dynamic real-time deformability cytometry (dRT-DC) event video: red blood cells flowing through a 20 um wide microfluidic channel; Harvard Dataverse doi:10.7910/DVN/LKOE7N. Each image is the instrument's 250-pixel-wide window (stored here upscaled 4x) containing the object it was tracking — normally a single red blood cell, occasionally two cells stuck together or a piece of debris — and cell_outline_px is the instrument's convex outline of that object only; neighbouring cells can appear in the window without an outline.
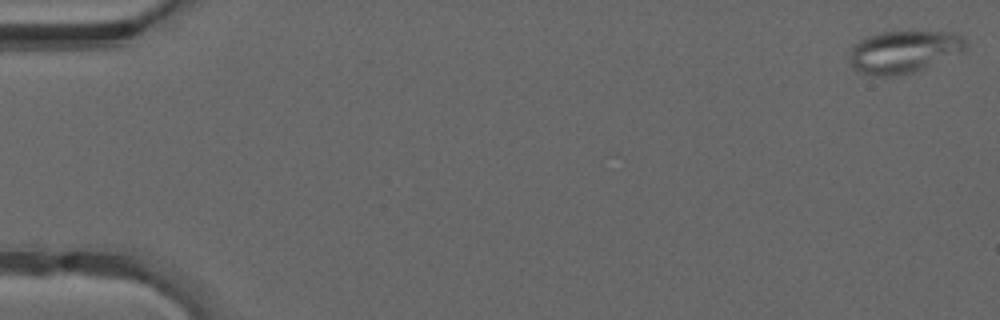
{"species": "common noctule bat (a hibernating species)", "species_latin": "Nyctalus noctula", "temperature_condition": "warm", "stored_images_in_passage": 49, "segment_of_instrument_passage": [1, 2], "camera_frame_rate_fps": 3000, "um_per_image_px": 0.085, "animal": {"sex": "male", "forearm_length_mm": 52.5}, "frame": {"image": 1, "passage_image": 1, "time_ms": 0.0, "image_size_px": [1000, 320], "cell_outline_px": [[968, 52], [920, 72], [896, 76], [872, 76], [856, 72], [852, 68], [848, 60], [848, 56], [852, 48], [860, 40], [868, 36], [880, 32], [956, 32], [964, 36], [968, 44]], "centroid_in_image_um": [76.92, 4.44], "position_along_channel_um": 8.1, "area_um2": 30.06}}